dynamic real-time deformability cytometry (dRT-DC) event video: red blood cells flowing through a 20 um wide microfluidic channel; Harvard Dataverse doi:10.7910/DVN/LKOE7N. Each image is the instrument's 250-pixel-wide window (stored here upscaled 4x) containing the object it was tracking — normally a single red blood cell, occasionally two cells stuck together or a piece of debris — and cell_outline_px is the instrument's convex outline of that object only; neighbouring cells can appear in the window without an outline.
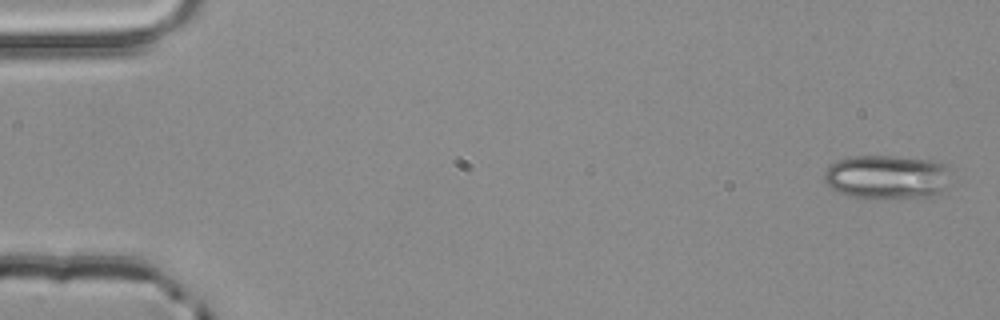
{"species": "common noctule bat (a hibernating species)", "species_latin": "Nyctalus noctula", "temperature_condition": "room temperature", "stored_images_in_passage": 5, "segment_of_instrument_passage": [1, 2], "camera_frame_rate_fps": 3000, "um_per_image_px": 0.085, "animal": {"sex": "male", "body_mass_g": 20.4}, "frame": {"image": 1, "passage_image": 1, "time_ms": 0.0, "image_size_px": [1000, 320], "cell_outline_px": [[952, 168], [940, 192], [932, 196], [852, 196], [840, 192], [832, 188], [824, 180], [824, 172], [836, 160], [852, 156], [896, 156], [940, 160], [948, 164]], "centroid_in_image_um": [75.43, 14.97], "position_along_channel_um": 9.6, "area_um2": 31.91}}